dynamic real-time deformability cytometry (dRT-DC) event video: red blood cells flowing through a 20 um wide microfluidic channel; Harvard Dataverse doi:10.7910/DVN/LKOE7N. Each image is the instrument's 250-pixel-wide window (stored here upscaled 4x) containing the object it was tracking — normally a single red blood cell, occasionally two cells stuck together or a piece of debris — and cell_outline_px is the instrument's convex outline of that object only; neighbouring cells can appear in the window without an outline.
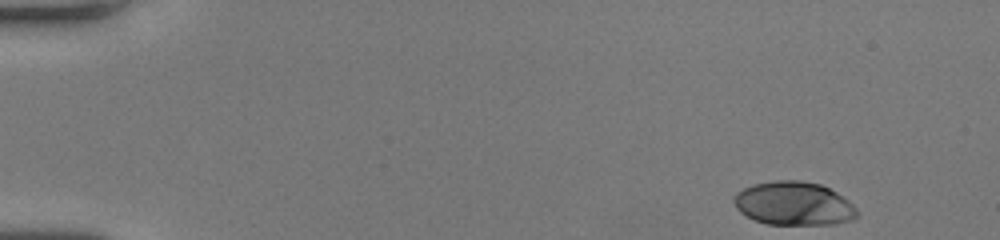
{"species": "human", "species_latin": "Homo sapiens", "temperature_condition": "room temperature", "stored_images_in_passage": 49, "camera_frame_rate_fps": 3000, "um_per_image_px": 0.085, "donor": {"sex": "female"}, "frame": {"image": 1, "passage_image": 1, "time_ms": 0.0, "image_size_px": [1000, 240], "cell_outline_px": [[860, 216], [852, 220], [832, 224], [768, 224], [756, 220], [740, 212], [736, 208], [732, 200], [736, 192], [752, 184], [776, 180], [800, 180], [820, 184], [836, 192], [848, 200], [856, 208]], "centroid_in_image_um": [67.47, 17.29], "position_along_channel_um": 17.5, "area_um2": 31.33}}
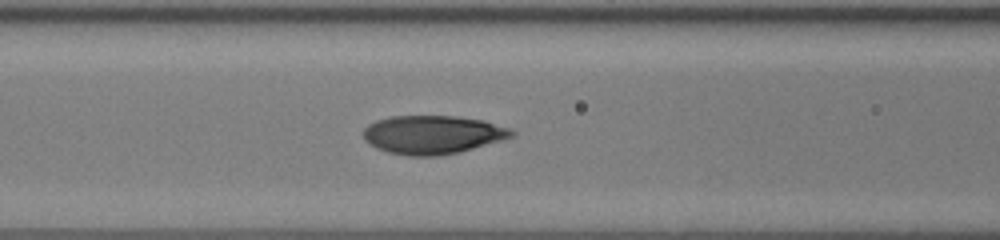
{"frame": {"image": 2, "passage_image": 20, "time_ms": 6.333, "image_size_px": [1000, 240], "cell_outline_px": [[516, 132], [512, 136], [500, 140], [472, 148], [456, 152], [436, 156], [408, 156], [388, 152], [376, 148], [364, 140], [364, 128], [368, 124], [376, 120], [392, 116], [456, 116], [484, 120], [512, 128]], "centroid_in_image_um": [36.76, 11.43], "position_along_channel_um": 129.8, "area_um2": 33.18}}
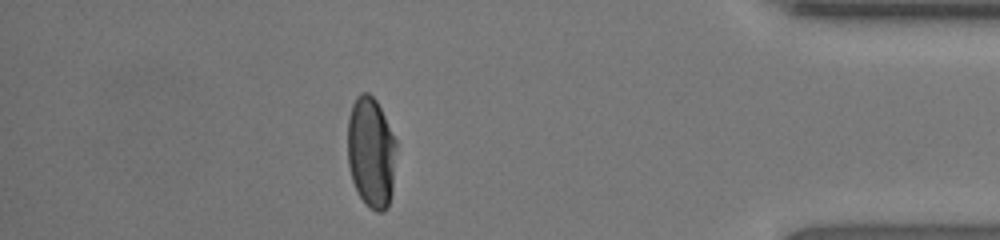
{"frame": {"image": 3, "passage_image": 43, "time_ms": 14.0, "image_size_px": [1000, 240], "cell_outline_px": [[396, 148], [392, 192], [388, 204], [380, 212], [376, 212], [364, 204], [352, 180], [348, 164], [348, 116], [352, 104], [356, 96], [360, 92], [368, 92], [376, 100], [396, 140]], "centroid_in_image_um": [31.53, 12.93], "position_along_channel_um": 403.7, "area_um2": 31.44}, "authors_computed_cell_mechanics": {"area_um2": 33.0038, "velocity_mm_per_s": 4.0486, "shape_relaxation_time_tau1_ms": 5.3591, "shape_relaxation_time_tau2_ms": null, "deformation_change_tau1": 0.2305, "deformation_change_tau2": null}}